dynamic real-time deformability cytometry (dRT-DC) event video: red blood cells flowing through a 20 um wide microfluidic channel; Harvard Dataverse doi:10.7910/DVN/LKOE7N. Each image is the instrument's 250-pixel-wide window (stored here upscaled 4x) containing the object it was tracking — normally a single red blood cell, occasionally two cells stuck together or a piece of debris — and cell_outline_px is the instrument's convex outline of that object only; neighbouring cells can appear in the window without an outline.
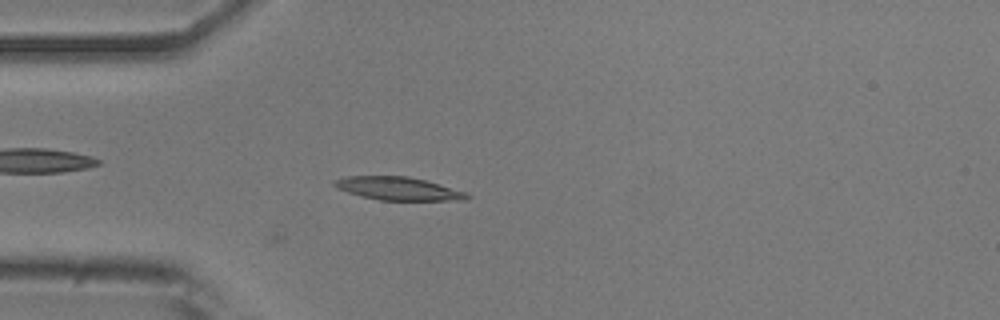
{"species": "common noctule bat (a hibernating species)", "species_latin": "Nyctalus noctula", "temperature_condition": "room temperature", "stored_images_in_passage": 35, "camera_frame_rate_fps": 3000, "um_per_image_px": 0.085, "animal": {"sex": "male", "body_mass_g": 20.5, "forearm_length_mm": 52.5}, "frame": {"image": 1, "passage_image": 2, "time_ms": 0.333, "image_size_px": [1000, 320], "cell_outline_px": [[472, 196], [464, 200], [380, 200], [360, 196], [336, 188], [332, 184], [332, 180], [348, 176], [408, 176], [424, 180], [464, 192]], "centroid_in_image_um": [33.77, 16.03], "position_along_channel_um": 51.2, "area_um2": 17.69}}
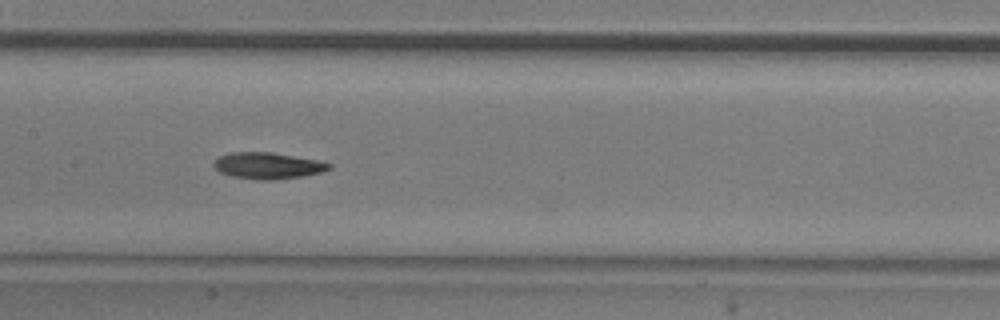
{"frame": {"image": 2, "passage_image": 13, "time_ms": 4.0, "image_size_px": [1000, 320], "cell_outline_px": [[332, 168], [320, 172], [300, 176], [276, 180], [256, 180], [232, 176], [220, 172], [212, 164], [220, 156], [232, 152], [272, 152], [316, 160], [332, 164]], "centroid_in_image_um": [22.75, 14.08], "position_along_channel_um": 184.7, "area_um2": 17.57}}
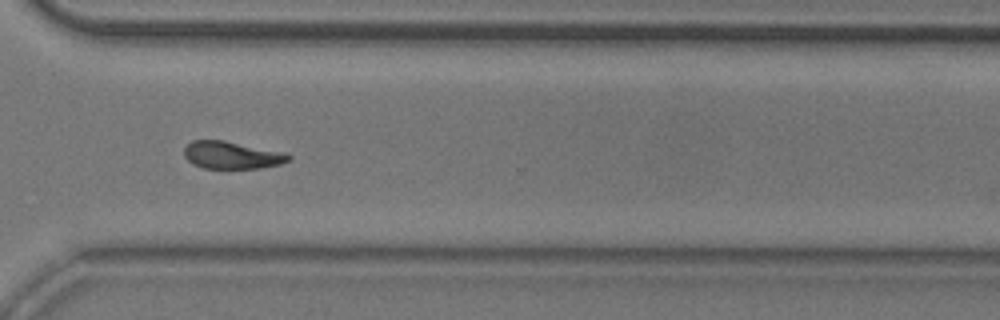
{"frame": {"image": 3, "passage_image": 26, "time_ms": 8.333, "image_size_px": [1000, 320], "cell_outline_px": [[292, 160], [280, 164], [260, 168], [204, 168], [192, 164], [184, 156], [184, 148], [192, 140], [224, 140], [280, 152], [292, 156]], "centroid_in_image_um": [19.67, 13.19], "position_along_channel_um": 350.9, "area_um2": 16.53}, "authors_computed_cell_mechanics": {"area_um2": 17.1666, "velocity_mm_per_s": 3.8524, "shape_relaxation_time_tau1_ms": 4.757, "shape_relaxation_time_tau2_ms": 10.4891, "deformation_change_tau1": 0.146, "deformation_change_tau2": 0.1971}}